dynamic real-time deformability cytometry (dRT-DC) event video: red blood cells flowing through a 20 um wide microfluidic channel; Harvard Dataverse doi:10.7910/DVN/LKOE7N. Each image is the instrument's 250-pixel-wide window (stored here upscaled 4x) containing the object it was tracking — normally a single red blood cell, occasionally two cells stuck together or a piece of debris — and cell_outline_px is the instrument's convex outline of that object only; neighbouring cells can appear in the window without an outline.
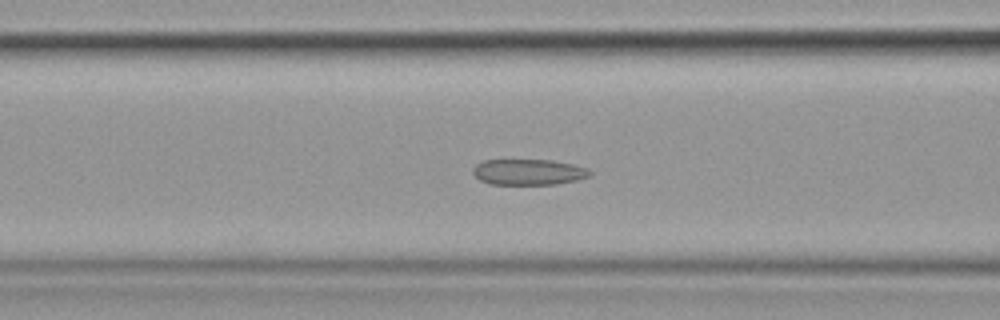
{"species": "common noctule bat (a hibernating species)", "species_latin": "Nyctalus noctula", "temperature_condition": "cold", "stored_images_in_passage": 44, "camera_frame_rate_fps": 3000, "um_per_image_px": 0.085, "animal": {"sex": "female", "body_mass_g": 19.9}, "frame": {"image": 1, "passage_image": 11, "time_ms": 3.333, "image_size_px": [1000, 320], "cell_outline_px": [[592, 176], [576, 180], [556, 184], [492, 184], [480, 180], [472, 172], [472, 168], [476, 164], [484, 160], [552, 160], [572, 164], [588, 168], [592, 172]], "centroid_in_image_um": [44.95, 14.62], "position_along_channel_um": 121.7, "area_um2": 17.63}}
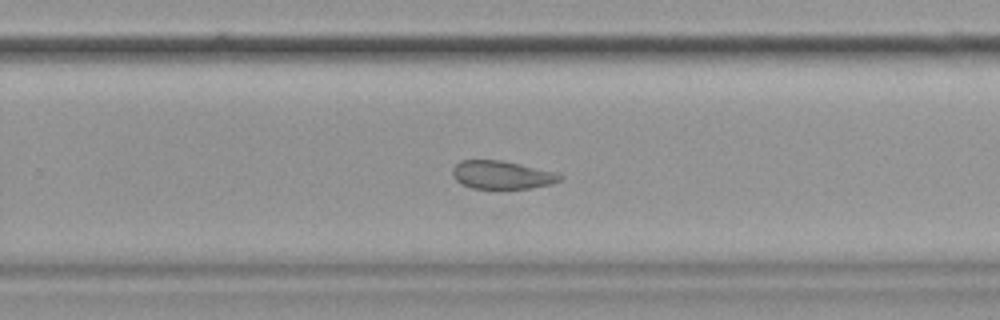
{"frame": {"image": 2, "passage_image": 25, "time_ms": 8.0, "image_size_px": [1000, 320], "cell_outline_px": [[564, 176], [560, 180], [552, 184], [532, 188], [472, 188], [460, 184], [452, 176], [452, 168], [460, 160], [500, 160], [520, 164], [552, 172]], "centroid_in_image_um": [42.61, 14.87], "position_along_channel_um": 287.2, "area_um2": 17.51}}
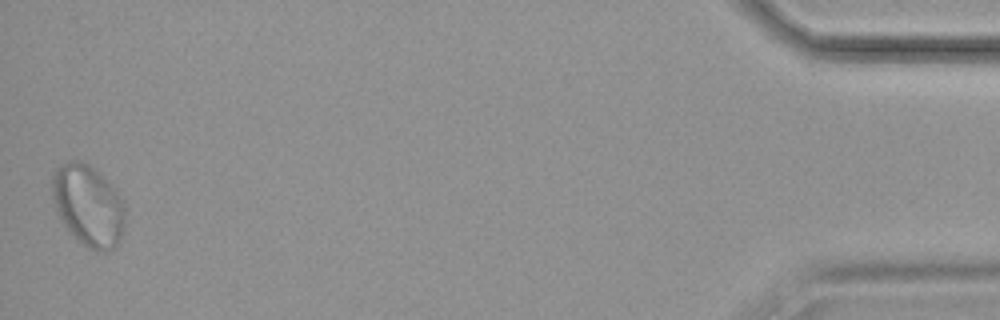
{"frame": {"image": 3, "passage_image": 44, "time_ms": 14.333, "image_size_px": [1000, 320], "cell_outline_px": [[124, 228], [120, 240], [116, 248], [104, 252], [96, 252], [88, 248], [72, 236], [60, 220], [52, 200], [52, 172], [56, 168], [72, 160], [88, 164], [100, 172], [124, 200]], "centroid_in_image_um": [7.5, 17.5], "position_along_channel_um": 427.7, "area_um2": 34.97}, "authors_computed_cell_mechanics": {"area_um2": 18.785, "velocity_mm_per_s": 3.552, "shape_relaxation_time_tau1_ms": null, "shape_relaxation_time_tau2_ms": 1.9124, "deformation_change_tau1": null, "deformation_change_tau2": 0.0601}}